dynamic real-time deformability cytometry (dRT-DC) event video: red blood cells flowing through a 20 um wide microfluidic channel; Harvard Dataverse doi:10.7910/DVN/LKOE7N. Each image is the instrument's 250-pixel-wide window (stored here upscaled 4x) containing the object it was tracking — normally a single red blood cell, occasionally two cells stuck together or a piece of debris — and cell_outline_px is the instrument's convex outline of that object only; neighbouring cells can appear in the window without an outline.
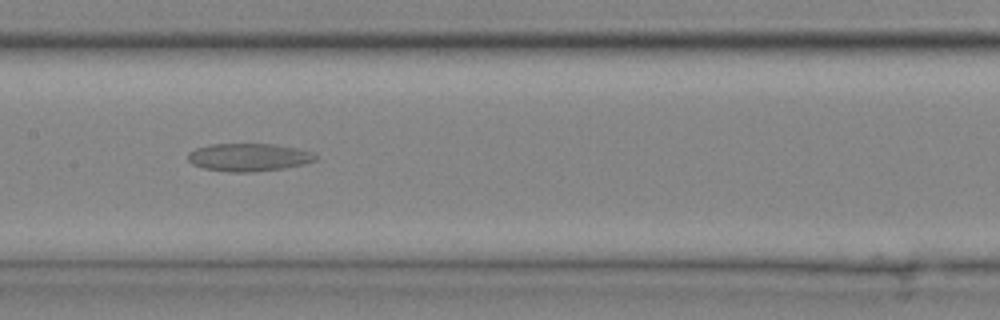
{"species": "common noctule bat (a hibernating species)", "species_latin": "Nyctalus noctula", "temperature_condition": "cold", "stored_images_in_passage": 34, "camera_frame_rate_fps": 3000, "um_per_image_px": 0.085, "animal": {"sex": "male", "body_mass_g": 20.4}, "frame": {"image": 1, "passage_image": 17, "time_ms": 5.333, "image_size_px": [1000, 320], "cell_outline_px": [[320, 156], [316, 160], [304, 164], [284, 168], [252, 172], [232, 172], [204, 168], [192, 164], [188, 160], [188, 152], [196, 148], [208, 144], [272, 144], [296, 148], [312, 152]], "centroid_in_image_um": [21.15, 13.36], "position_along_channel_um": 186.2, "area_um2": 20.75}}
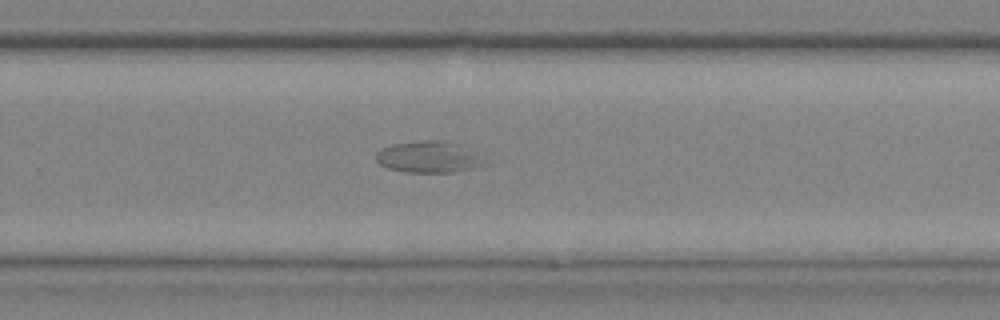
{"frame": {"image": 2, "passage_image": 23, "time_ms": 7.333, "image_size_px": [1000, 320], "cell_outline_px": [[492, 164], [452, 172], [404, 172], [388, 168], [380, 164], [376, 160], [376, 152], [380, 148], [392, 144], [420, 140], [448, 140], [460, 144]], "centroid_in_image_um": [36.44, 13.33], "position_along_channel_um": 293.4, "area_um2": 20.17}}
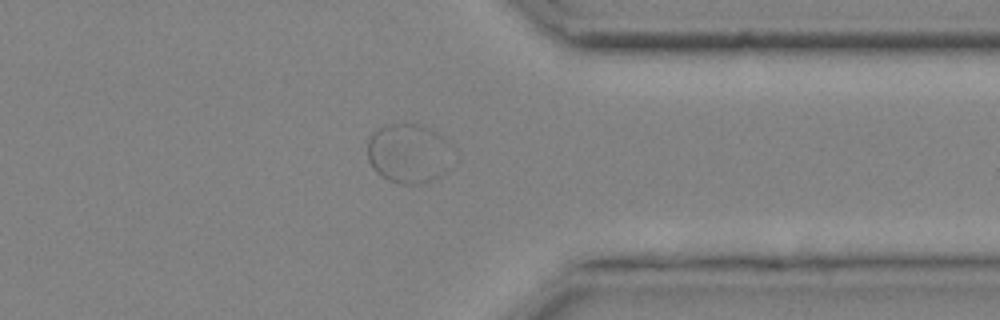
{"frame": {"image": 3, "passage_image": 28, "time_ms": 9.0, "image_size_px": [1000, 320], "cell_outline_px": [[456, 160], [440, 176], [424, 184], [400, 184], [388, 180], [380, 176], [372, 168], [368, 160], [368, 136], [376, 128], [388, 124], [424, 124], [444, 136], [456, 148]], "centroid_in_image_um": [34.82, 13.03], "position_along_channel_um": 376.6, "area_um2": 30.98}}